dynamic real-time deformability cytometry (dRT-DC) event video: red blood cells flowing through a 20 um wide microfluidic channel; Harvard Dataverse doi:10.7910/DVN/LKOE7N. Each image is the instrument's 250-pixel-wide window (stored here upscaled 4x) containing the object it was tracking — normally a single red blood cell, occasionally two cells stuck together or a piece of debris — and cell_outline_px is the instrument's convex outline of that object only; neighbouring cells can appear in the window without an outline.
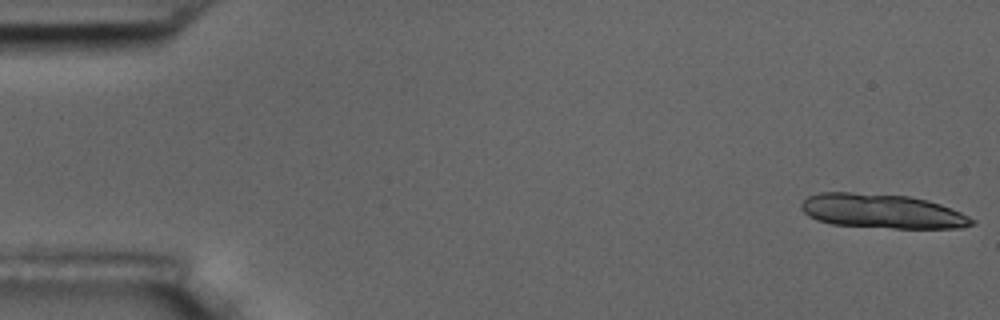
{"species": "common noctule bat (a hibernating species)", "species_latin": "Nyctalus noctula", "temperature_condition": "room temperature", "stored_images_in_passage": 6, "segment_of_instrument_passage": [2, 2], "camera_frame_rate_fps": 3000, "um_per_image_px": 0.085, "animal": {"sex": "male", "body_mass_g": 17.5, "forearm_length_mm": 52.3}, "frame": {"image": 1, "passage_image": 6, "time_ms": 6.0, "image_size_px": [1000, 320], "cell_outline_px": [[976, 224], [964, 228], [892, 228], [832, 224], [816, 220], [808, 216], [800, 208], [800, 204], [808, 196], [820, 192], [852, 192], [908, 196], [928, 200], [940, 204], [960, 212], [976, 220]], "centroid_in_image_um": [74.98, 17.95], "position_along_channel_um": 10.0, "area_um2": 34.28}}